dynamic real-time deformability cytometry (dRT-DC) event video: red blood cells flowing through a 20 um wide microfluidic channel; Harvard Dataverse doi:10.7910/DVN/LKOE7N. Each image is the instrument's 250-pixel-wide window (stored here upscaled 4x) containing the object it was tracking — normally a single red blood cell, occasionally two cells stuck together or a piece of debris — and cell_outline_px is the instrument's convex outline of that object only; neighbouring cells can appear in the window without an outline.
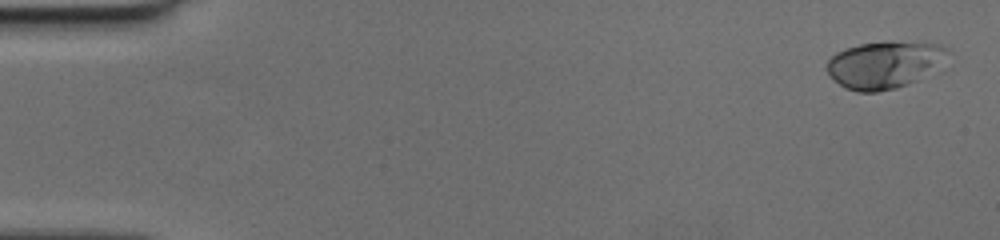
{"species": "human", "species_latin": "Homo sapiens", "temperature_condition": "cold", "stored_images_in_passage": 50, "camera_frame_rate_fps": 3000, "um_per_image_px": 0.085, "donor": {"sex": "female"}, "frame": {"image": 1, "passage_image": 1, "time_ms": 0.0, "image_size_px": [1000, 240], "cell_outline_px": [[948, 48], [916, 80], [896, 88], [876, 92], [856, 92], [840, 84], [828, 72], [828, 60], [836, 52], [860, 44], [888, 40], [936, 44]], "centroid_in_image_um": [75.01, 5.48], "position_along_channel_um": 10.0, "area_um2": 31.56}}
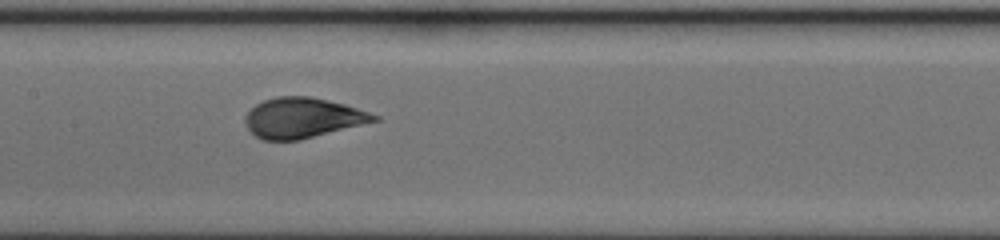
{"frame": {"image": 2, "passage_image": 25, "time_ms": 8.0, "image_size_px": [1000, 240], "cell_outline_px": [[380, 120], [300, 140], [264, 140], [256, 136], [248, 128], [244, 120], [244, 116], [256, 104], [264, 100], [276, 96], [308, 96], [344, 104], [380, 116]], "centroid_in_image_um": [25.71, 10.02], "position_along_channel_um": 181.7, "area_um2": 30.0}}
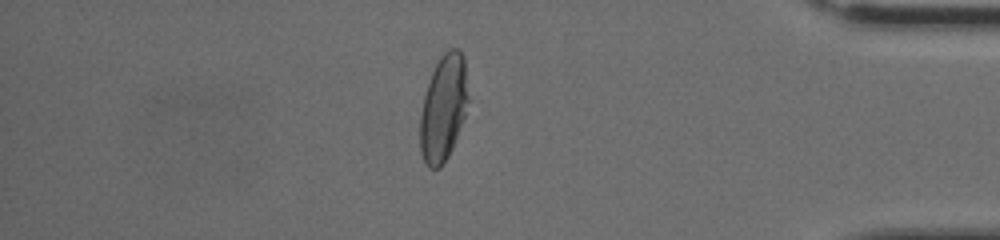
{"frame": {"image": 3, "passage_image": 43, "time_ms": 14.0, "image_size_px": [1000, 240], "cell_outline_px": [[468, 100], [464, 116], [452, 148], [448, 156], [440, 168], [428, 168], [420, 152], [420, 112], [428, 80], [440, 56], [444, 52], [452, 48], [456, 48], [464, 56], [468, 96]], "centroid_in_image_um": [37.67, 9.18], "position_along_channel_um": 397.5, "area_um2": 29.65}}